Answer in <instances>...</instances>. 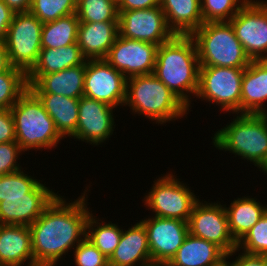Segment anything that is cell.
Returning a JSON list of instances; mask_svg holds the SVG:
<instances>
[{
  "instance_id": "1",
  "label": "cell",
  "mask_w": 267,
  "mask_h": 266,
  "mask_svg": "<svg viewBox=\"0 0 267 266\" xmlns=\"http://www.w3.org/2000/svg\"><path fill=\"white\" fill-rule=\"evenodd\" d=\"M87 190L71 203L59 194L29 226L35 266H57L86 237Z\"/></svg>"
},
{
  "instance_id": "9",
  "label": "cell",
  "mask_w": 267,
  "mask_h": 266,
  "mask_svg": "<svg viewBox=\"0 0 267 266\" xmlns=\"http://www.w3.org/2000/svg\"><path fill=\"white\" fill-rule=\"evenodd\" d=\"M43 23L30 12L15 13L4 40L12 67L26 75L39 58Z\"/></svg>"
},
{
  "instance_id": "37",
  "label": "cell",
  "mask_w": 267,
  "mask_h": 266,
  "mask_svg": "<svg viewBox=\"0 0 267 266\" xmlns=\"http://www.w3.org/2000/svg\"><path fill=\"white\" fill-rule=\"evenodd\" d=\"M24 151L16 141L0 143V176L22 169L18 158Z\"/></svg>"
},
{
  "instance_id": "17",
  "label": "cell",
  "mask_w": 267,
  "mask_h": 266,
  "mask_svg": "<svg viewBox=\"0 0 267 266\" xmlns=\"http://www.w3.org/2000/svg\"><path fill=\"white\" fill-rule=\"evenodd\" d=\"M114 107L82 96L79 99V117L73 139L98 146L113 135L115 121ZM115 124V125H114Z\"/></svg>"
},
{
  "instance_id": "11",
  "label": "cell",
  "mask_w": 267,
  "mask_h": 266,
  "mask_svg": "<svg viewBox=\"0 0 267 266\" xmlns=\"http://www.w3.org/2000/svg\"><path fill=\"white\" fill-rule=\"evenodd\" d=\"M204 202L198 200L193 206L188 220L189 233L216 244L226 254L231 253L237 248V243L230 234L224 205L218 201Z\"/></svg>"
},
{
  "instance_id": "43",
  "label": "cell",
  "mask_w": 267,
  "mask_h": 266,
  "mask_svg": "<svg viewBox=\"0 0 267 266\" xmlns=\"http://www.w3.org/2000/svg\"><path fill=\"white\" fill-rule=\"evenodd\" d=\"M12 65L4 41H0V73L8 71Z\"/></svg>"
},
{
  "instance_id": "32",
  "label": "cell",
  "mask_w": 267,
  "mask_h": 266,
  "mask_svg": "<svg viewBox=\"0 0 267 266\" xmlns=\"http://www.w3.org/2000/svg\"><path fill=\"white\" fill-rule=\"evenodd\" d=\"M77 0H32L29 12L42 23L75 14Z\"/></svg>"
},
{
  "instance_id": "44",
  "label": "cell",
  "mask_w": 267,
  "mask_h": 266,
  "mask_svg": "<svg viewBox=\"0 0 267 266\" xmlns=\"http://www.w3.org/2000/svg\"><path fill=\"white\" fill-rule=\"evenodd\" d=\"M214 266H230V264H229V261L225 258L219 264L214 265Z\"/></svg>"
},
{
  "instance_id": "36",
  "label": "cell",
  "mask_w": 267,
  "mask_h": 266,
  "mask_svg": "<svg viewBox=\"0 0 267 266\" xmlns=\"http://www.w3.org/2000/svg\"><path fill=\"white\" fill-rule=\"evenodd\" d=\"M75 266H109L108 259L86 237L73 249Z\"/></svg>"
},
{
  "instance_id": "42",
  "label": "cell",
  "mask_w": 267,
  "mask_h": 266,
  "mask_svg": "<svg viewBox=\"0 0 267 266\" xmlns=\"http://www.w3.org/2000/svg\"><path fill=\"white\" fill-rule=\"evenodd\" d=\"M4 3L14 12H29L32 0H3Z\"/></svg>"
},
{
  "instance_id": "13",
  "label": "cell",
  "mask_w": 267,
  "mask_h": 266,
  "mask_svg": "<svg viewBox=\"0 0 267 266\" xmlns=\"http://www.w3.org/2000/svg\"><path fill=\"white\" fill-rule=\"evenodd\" d=\"M119 36L161 45L175 34L169 28L160 6L148 9L119 11Z\"/></svg>"
},
{
  "instance_id": "38",
  "label": "cell",
  "mask_w": 267,
  "mask_h": 266,
  "mask_svg": "<svg viewBox=\"0 0 267 266\" xmlns=\"http://www.w3.org/2000/svg\"><path fill=\"white\" fill-rule=\"evenodd\" d=\"M16 141L15 126L10 109L0 110V143Z\"/></svg>"
},
{
  "instance_id": "33",
  "label": "cell",
  "mask_w": 267,
  "mask_h": 266,
  "mask_svg": "<svg viewBox=\"0 0 267 266\" xmlns=\"http://www.w3.org/2000/svg\"><path fill=\"white\" fill-rule=\"evenodd\" d=\"M249 0H201L203 22H229Z\"/></svg>"
},
{
  "instance_id": "4",
  "label": "cell",
  "mask_w": 267,
  "mask_h": 266,
  "mask_svg": "<svg viewBox=\"0 0 267 266\" xmlns=\"http://www.w3.org/2000/svg\"><path fill=\"white\" fill-rule=\"evenodd\" d=\"M124 106L160 125L181 119L189 113L188 107L153 73L127 78Z\"/></svg>"
},
{
  "instance_id": "23",
  "label": "cell",
  "mask_w": 267,
  "mask_h": 266,
  "mask_svg": "<svg viewBox=\"0 0 267 266\" xmlns=\"http://www.w3.org/2000/svg\"><path fill=\"white\" fill-rule=\"evenodd\" d=\"M226 257V253L212 242L191 235L168 262L170 266H214Z\"/></svg>"
},
{
  "instance_id": "19",
  "label": "cell",
  "mask_w": 267,
  "mask_h": 266,
  "mask_svg": "<svg viewBox=\"0 0 267 266\" xmlns=\"http://www.w3.org/2000/svg\"><path fill=\"white\" fill-rule=\"evenodd\" d=\"M147 231L140 221L123 229L119 245L108 259L109 266H147L151 264Z\"/></svg>"
},
{
  "instance_id": "2",
  "label": "cell",
  "mask_w": 267,
  "mask_h": 266,
  "mask_svg": "<svg viewBox=\"0 0 267 266\" xmlns=\"http://www.w3.org/2000/svg\"><path fill=\"white\" fill-rule=\"evenodd\" d=\"M200 63L195 42L190 35H175L158 46L154 75L187 107L199 85Z\"/></svg>"
},
{
  "instance_id": "28",
  "label": "cell",
  "mask_w": 267,
  "mask_h": 266,
  "mask_svg": "<svg viewBox=\"0 0 267 266\" xmlns=\"http://www.w3.org/2000/svg\"><path fill=\"white\" fill-rule=\"evenodd\" d=\"M79 19L76 13L60 17L55 21L43 23L41 46L59 48L77 43Z\"/></svg>"
},
{
  "instance_id": "45",
  "label": "cell",
  "mask_w": 267,
  "mask_h": 266,
  "mask_svg": "<svg viewBox=\"0 0 267 266\" xmlns=\"http://www.w3.org/2000/svg\"><path fill=\"white\" fill-rule=\"evenodd\" d=\"M147 266H170L168 263H151Z\"/></svg>"
},
{
  "instance_id": "16",
  "label": "cell",
  "mask_w": 267,
  "mask_h": 266,
  "mask_svg": "<svg viewBox=\"0 0 267 266\" xmlns=\"http://www.w3.org/2000/svg\"><path fill=\"white\" fill-rule=\"evenodd\" d=\"M147 231L152 263H168L189 234L188 222L149 216L140 220Z\"/></svg>"
},
{
  "instance_id": "24",
  "label": "cell",
  "mask_w": 267,
  "mask_h": 266,
  "mask_svg": "<svg viewBox=\"0 0 267 266\" xmlns=\"http://www.w3.org/2000/svg\"><path fill=\"white\" fill-rule=\"evenodd\" d=\"M160 7L175 35H191L204 23L201 0H160Z\"/></svg>"
},
{
  "instance_id": "7",
  "label": "cell",
  "mask_w": 267,
  "mask_h": 266,
  "mask_svg": "<svg viewBox=\"0 0 267 266\" xmlns=\"http://www.w3.org/2000/svg\"><path fill=\"white\" fill-rule=\"evenodd\" d=\"M175 176L170 172L158 177L142 201L156 217L188 222L193 206L200 198Z\"/></svg>"
},
{
  "instance_id": "5",
  "label": "cell",
  "mask_w": 267,
  "mask_h": 266,
  "mask_svg": "<svg viewBox=\"0 0 267 266\" xmlns=\"http://www.w3.org/2000/svg\"><path fill=\"white\" fill-rule=\"evenodd\" d=\"M21 149H51L63 139L39 98L28 88L10 108Z\"/></svg>"
},
{
  "instance_id": "30",
  "label": "cell",
  "mask_w": 267,
  "mask_h": 266,
  "mask_svg": "<svg viewBox=\"0 0 267 266\" xmlns=\"http://www.w3.org/2000/svg\"><path fill=\"white\" fill-rule=\"evenodd\" d=\"M80 22H118V3L114 0H77Z\"/></svg>"
},
{
  "instance_id": "8",
  "label": "cell",
  "mask_w": 267,
  "mask_h": 266,
  "mask_svg": "<svg viewBox=\"0 0 267 266\" xmlns=\"http://www.w3.org/2000/svg\"><path fill=\"white\" fill-rule=\"evenodd\" d=\"M244 68L200 67L196 98L219 106L220 111L241 113Z\"/></svg>"
},
{
  "instance_id": "41",
  "label": "cell",
  "mask_w": 267,
  "mask_h": 266,
  "mask_svg": "<svg viewBox=\"0 0 267 266\" xmlns=\"http://www.w3.org/2000/svg\"><path fill=\"white\" fill-rule=\"evenodd\" d=\"M14 12L0 0V41H4L8 32V28L12 22Z\"/></svg>"
},
{
  "instance_id": "15",
  "label": "cell",
  "mask_w": 267,
  "mask_h": 266,
  "mask_svg": "<svg viewBox=\"0 0 267 266\" xmlns=\"http://www.w3.org/2000/svg\"><path fill=\"white\" fill-rule=\"evenodd\" d=\"M39 182L26 195L3 196L0 202V224L30 226L58 196Z\"/></svg>"
},
{
  "instance_id": "40",
  "label": "cell",
  "mask_w": 267,
  "mask_h": 266,
  "mask_svg": "<svg viewBox=\"0 0 267 266\" xmlns=\"http://www.w3.org/2000/svg\"><path fill=\"white\" fill-rule=\"evenodd\" d=\"M160 6V0H120L118 11L140 10Z\"/></svg>"
},
{
  "instance_id": "14",
  "label": "cell",
  "mask_w": 267,
  "mask_h": 266,
  "mask_svg": "<svg viewBox=\"0 0 267 266\" xmlns=\"http://www.w3.org/2000/svg\"><path fill=\"white\" fill-rule=\"evenodd\" d=\"M158 45L118 35L105 60L126 78L154 73Z\"/></svg>"
},
{
  "instance_id": "22",
  "label": "cell",
  "mask_w": 267,
  "mask_h": 266,
  "mask_svg": "<svg viewBox=\"0 0 267 266\" xmlns=\"http://www.w3.org/2000/svg\"><path fill=\"white\" fill-rule=\"evenodd\" d=\"M267 59L252 60L244 68L241 113L267 114Z\"/></svg>"
},
{
  "instance_id": "34",
  "label": "cell",
  "mask_w": 267,
  "mask_h": 266,
  "mask_svg": "<svg viewBox=\"0 0 267 266\" xmlns=\"http://www.w3.org/2000/svg\"><path fill=\"white\" fill-rule=\"evenodd\" d=\"M236 249L246 254L267 256V210L237 243Z\"/></svg>"
},
{
  "instance_id": "10",
  "label": "cell",
  "mask_w": 267,
  "mask_h": 266,
  "mask_svg": "<svg viewBox=\"0 0 267 266\" xmlns=\"http://www.w3.org/2000/svg\"><path fill=\"white\" fill-rule=\"evenodd\" d=\"M229 22L251 60L267 59V0H249Z\"/></svg>"
},
{
  "instance_id": "35",
  "label": "cell",
  "mask_w": 267,
  "mask_h": 266,
  "mask_svg": "<svg viewBox=\"0 0 267 266\" xmlns=\"http://www.w3.org/2000/svg\"><path fill=\"white\" fill-rule=\"evenodd\" d=\"M26 174L22 169L10 174L0 176V202L3 196L26 195L41 180Z\"/></svg>"
},
{
  "instance_id": "3",
  "label": "cell",
  "mask_w": 267,
  "mask_h": 266,
  "mask_svg": "<svg viewBox=\"0 0 267 266\" xmlns=\"http://www.w3.org/2000/svg\"><path fill=\"white\" fill-rule=\"evenodd\" d=\"M235 115L211 137L214 147L246 159L267 175V114Z\"/></svg>"
},
{
  "instance_id": "6",
  "label": "cell",
  "mask_w": 267,
  "mask_h": 266,
  "mask_svg": "<svg viewBox=\"0 0 267 266\" xmlns=\"http://www.w3.org/2000/svg\"><path fill=\"white\" fill-rule=\"evenodd\" d=\"M190 36L196 45L200 67L246 68L252 61L230 22L203 23Z\"/></svg>"
},
{
  "instance_id": "18",
  "label": "cell",
  "mask_w": 267,
  "mask_h": 266,
  "mask_svg": "<svg viewBox=\"0 0 267 266\" xmlns=\"http://www.w3.org/2000/svg\"><path fill=\"white\" fill-rule=\"evenodd\" d=\"M86 61L56 73L27 74L28 88L34 94H56L80 99L84 96Z\"/></svg>"
},
{
  "instance_id": "12",
  "label": "cell",
  "mask_w": 267,
  "mask_h": 266,
  "mask_svg": "<svg viewBox=\"0 0 267 266\" xmlns=\"http://www.w3.org/2000/svg\"><path fill=\"white\" fill-rule=\"evenodd\" d=\"M127 78L105 59L86 60L84 96L115 109L124 106Z\"/></svg>"
},
{
  "instance_id": "31",
  "label": "cell",
  "mask_w": 267,
  "mask_h": 266,
  "mask_svg": "<svg viewBox=\"0 0 267 266\" xmlns=\"http://www.w3.org/2000/svg\"><path fill=\"white\" fill-rule=\"evenodd\" d=\"M28 89L27 75L20 69L11 67L0 73V110L10 109Z\"/></svg>"
},
{
  "instance_id": "39",
  "label": "cell",
  "mask_w": 267,
  "mask_h": 266,
  "mask_svg": "<svg viewBox=\"0 0 267 266\" xmlns=\"http://www.w3.org/2000/svg\"><path fill=\"white\" fill-rule=\"evenodd\" d=\"M238 251L240 254L235 258V261L230 262V257L236 255ZM225 258L229 261L230 266H267V256L246 254L238 249L226 254Z\"/></svg>"
},
{
  "instance_id": "25",
  "label": "cell",
  "mask_w": 267,
  "mask_h": 266,
  "mask_svg": "<svg viewBox=\"0 0 267 266\" xmlns=\"http://www.w3.org/2000/svg\"><path fill=\"white\" fill-rule=\"evenodd\" d=\"M224 205L228 218V227L231 236L238 243L247 232L259 221L267 210L255 197L242 196L234 199L228 207Z\"/></svg>"
},
{
  "instance_id": "20",
  "label": "cell",
  "mask_w": 267,
  "mask_h": 266,
  "mask_svg": "<svg viewBox=\"0 0 267 266\" xmlns=\"http://www.w3.org/2000/svg\"><path fill=\"white\" fill-rule=\"evenodd\" d=\"M25 262L35 266L29 226L0 224V266H23Z\"/></svg>"
},
{
  "instance_id": "21",
  "label": "cell",
  "mask_w": 267,
  "mask_h": 266,
  "mask_svg": "<svg viewBox=\"0 0 267 266\" xmlns=\"http://www.w3.org/2000/svg\"><path fill=\"white\" fill-rule=\"evenodd\" d=\"M118 35V22H79L77 44L86 60L105 59Z\"/></svg>"
},
{
  "instance_id": "26",
  "label": "cell",
  "mask_w": 267,
  "mask_h": 266,
  "mask_svg": "<svg viewBox=\"0 0 267 266\" xmlns=\"http://www.w3.org/2000/svg\"><path fill=\"white\" fill-rule=\"evenodd\" d=\"M44 109L53 119L57 132L64 138H71L77 128L79 99L56 94H35ZM67 136V137H66Z\"/></svg>"
},
{
  "instance_id": "27",
  "label": "cell",
  "mask_w": 267,
  "mask_h": 266,
  "mask_svg": "<svg viewBox=\"0 0 267 266\" xmlns=\"http://www.w3.org/2000/svg\"><path fill=\"white\" fill-rule=\"evenodd\" d=\"M86 61L77 43L59 48L41 49L36 65L28 74L56 73Z\"/></svg>"
},
{
  "instance_id": "29",
  "label": "cell",
  "mask_w": 267,
  "mask_h": 266,
  "mask_svg": "<svg viewBox=\"0 0 267 266\" xmlns=\"http://www.w3.org/2000/svg\"><path fill=\"white\" fill-rule=\"evenodd\" d=\"M96 217L97 216H94L92 212L88 217L86 224V238L93 243L107 259H109L119 245L123 229L119 228L111 221L107 223Z\"/></svg>"
}]
</instances>
